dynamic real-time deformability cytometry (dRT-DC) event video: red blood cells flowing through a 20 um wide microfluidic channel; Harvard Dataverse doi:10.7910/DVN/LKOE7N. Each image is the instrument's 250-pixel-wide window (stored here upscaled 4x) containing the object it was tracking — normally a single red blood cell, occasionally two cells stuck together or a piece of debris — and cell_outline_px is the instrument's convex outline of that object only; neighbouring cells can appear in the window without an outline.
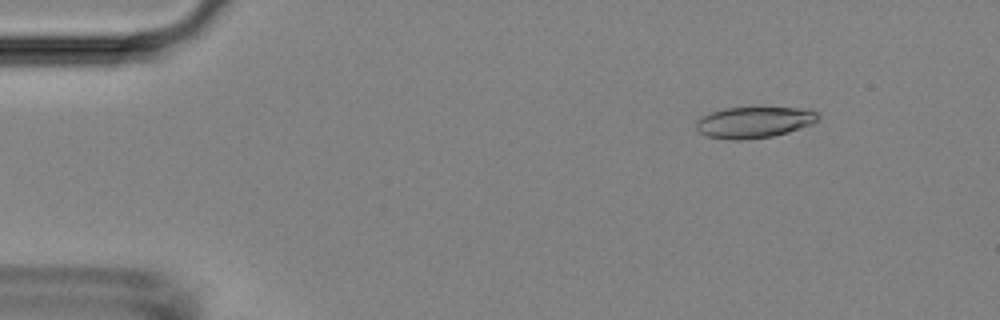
{"species": "Egyptian fruit bat (a non-hibernating species)", "species_latin": "Rousettus aegyptiacus", "temperature_condition": "room temperature", "stored_images_in_passage": 54, "camera_frame_rate_fps": 3000, "um_per_image_px": 0.085, "animal": {"sex": "female"}, "frame": {"image": 1, "passage_image": 7, "time_ms": 2.0, "image_size_px": [1000, 320], "cell_outline_px": [[820, 120], [812, 124], [788, 132], [772, 136], [744, 140], [732, 140], [708, 136], [700, 132], [696, 128], [696, 120], [700, 116], [724, 108], [760, 104], [808, 108], [816, 112], [820, 116]], "centroid_in_image_um": [64.16, 10.32], "position_along_channel_um": 20.8, "area_um2": 23.41}}
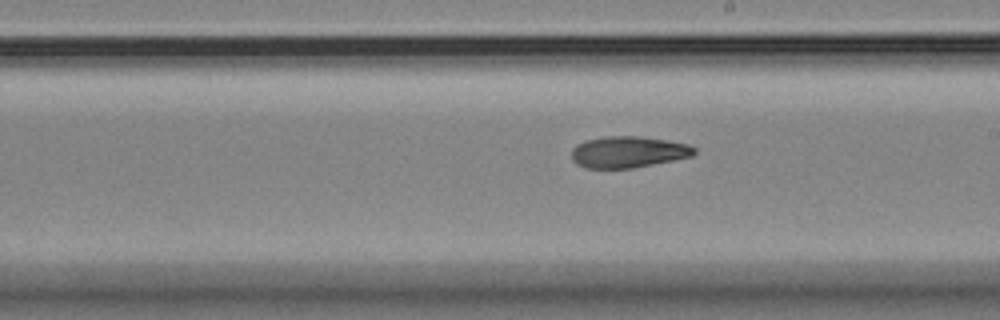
{"frame": {"image": 2, "passage_image": 31, "time_ms": 10.0, "image_size_px": [1000, 320], "cell_outline_px": [[696, 152], [692, 156], [632, 168], [584, 168], [576, 164], [572, 160], [572, 148], [576, 144], [584, 140], [604, 136], [640, 136], [688, 144], [696, 148]], "centroid_in_image_um": [53.35, 12.91], "position_along_channel_um": 235.7, "area_um2": 22.48}}
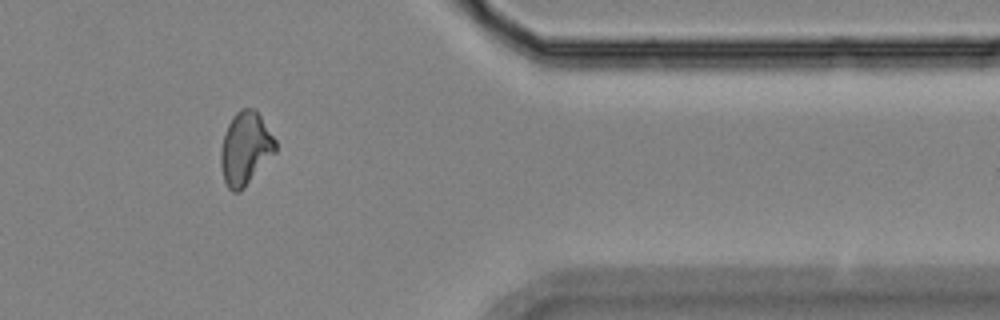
{"frame": {"image": 3, "passage_image": 45, "time_ms": 14.667, "image_size_px": [1000, 320], "cell_outline_px": [[276, 152], [244, 188], [240, 192], [232, 192], [228, 188], [224, 180], [220, 164], [220, 152], [224, 136], [228, 124], [232, 116], [240, 108], [256, 108], [276, 140]], "centroid_in_image_um": [20.86, 12.61], "position_along_channel_um": 390.5, "area_um2": 23.41}, "authors_computed_cell_mechanics": {"area_um2": 22.831, "velocity_mm_per_s": 3.7243, "shape_relaxation_time_tau1_ms": null, "shape_relaxation_time_tau2_ms": 5.9281, "deformation_change_tau1": null, "deformation_change_tau2": 0.144}}